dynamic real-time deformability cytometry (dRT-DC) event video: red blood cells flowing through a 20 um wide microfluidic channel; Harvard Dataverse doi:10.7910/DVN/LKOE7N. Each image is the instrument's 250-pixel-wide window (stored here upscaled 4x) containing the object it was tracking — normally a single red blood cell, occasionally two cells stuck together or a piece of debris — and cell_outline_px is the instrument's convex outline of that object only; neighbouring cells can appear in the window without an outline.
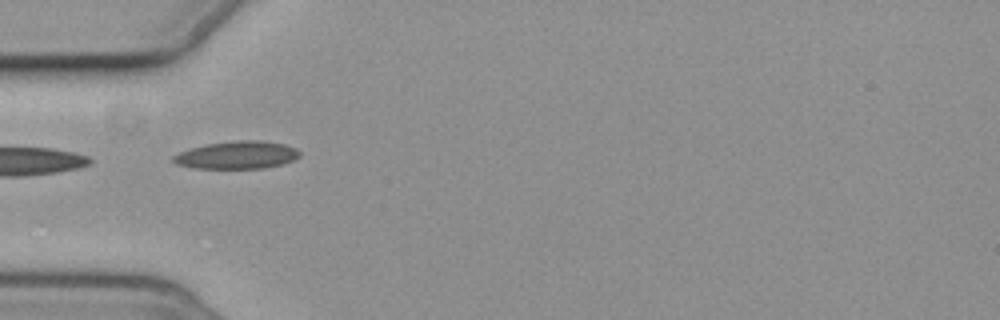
{"species": "common noctule bat (a hibernating species)", "species_latin": "Nyctalus noctula", "temperature_condition": "cold", "stored_images_in_passage": 6, "camera_frame_rate_fps": 3000, "um_per_image_px": 0.085, "animal": {"sex": "female", "body_mass_g": 19.3, "forearm_length_mm": 54.1}, "frame": {"image": 1, "passage_image": 5, "time_ms": 5.667, "image_size_px": [1000, 320], "cell_outline_px": [[300, 156], [284, 164], [264, 168], [192, 168], [176, 164], [172, 160], [172, 156], [180, 152], [204, 144], [236, 140], [260, 140], [284, 144], [296, 148], [300, 152]], "centroid_in_image_um": [20.15, 13.17], "position_along_channel_um": 64.9, "area_um2": 20.46}}
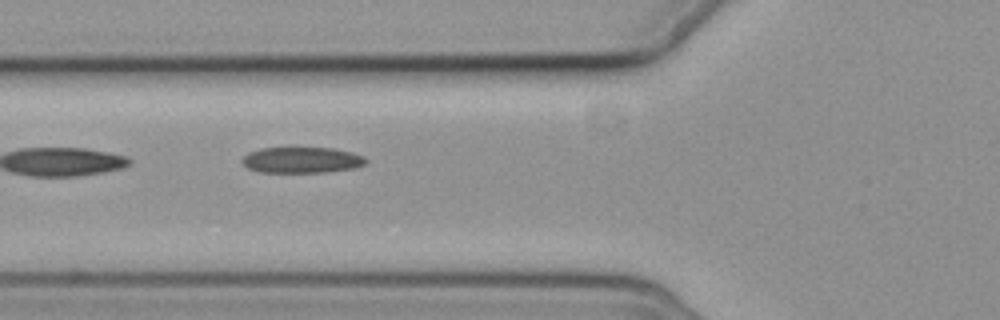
{"frame": {"image": 2, "passage_image": 6, "time_ms": 6.667, "image_size_px": [1000, 320], "cell_outline_px": [[368, 160], [364, 164], [356, 168], [324, 172], [260, 172], [248, 168], [240, 160], [248, 152], [260, 148], [292, 144], [296, 144], [336, 148], [352, 152], [364, 156]], "centroid_in_image_um": [25.64, 13.53], "position_along_channel_um": 100.2, "area_um2": 19.94}}